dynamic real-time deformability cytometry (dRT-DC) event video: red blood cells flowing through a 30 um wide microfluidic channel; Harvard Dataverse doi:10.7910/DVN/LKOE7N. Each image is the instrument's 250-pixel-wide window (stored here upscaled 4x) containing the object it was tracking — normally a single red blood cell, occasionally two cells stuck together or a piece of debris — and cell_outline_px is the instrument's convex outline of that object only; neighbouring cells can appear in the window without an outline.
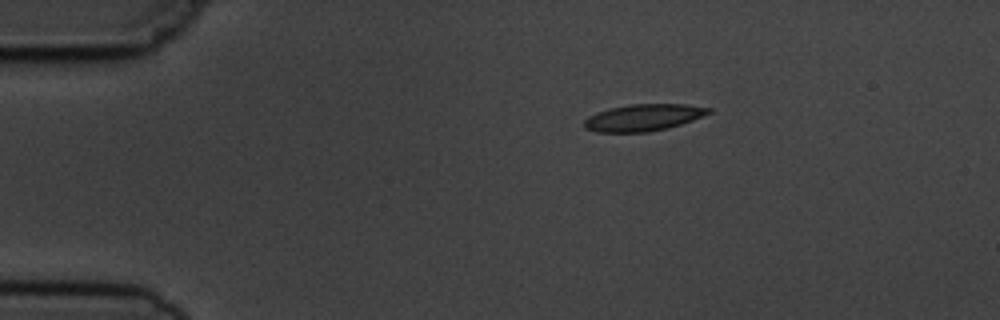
{"species": "common noctule bat (a hibernating species)", "species_latin": "Nyctalus noctula", "temperature_condition": "cold", "stored_images_in_passage": 5, "camera_frame_rate_fps": 3000, "um_per_image_px": 0.085, "animal": {"sex": "male", "body_mass_g": 19.5, "forearm_length_mm": 54.6}, "frame": {"image": 1, "passage_image": 1, "time_ms": 0.0, "image_size_px": [1000, 320], "cell_outline_px": [[712, 112], [692, 120], [668, 128], [648, 132], [596, 132], [584, 128], [584, 120], [588, 116], [596, 112], [628, 104], [688, 104], [712, 108]], "centroid_in_image_um": [54.68, 9.99], "position_along_channel_um": 30.3, "area_um2": 19.48}}
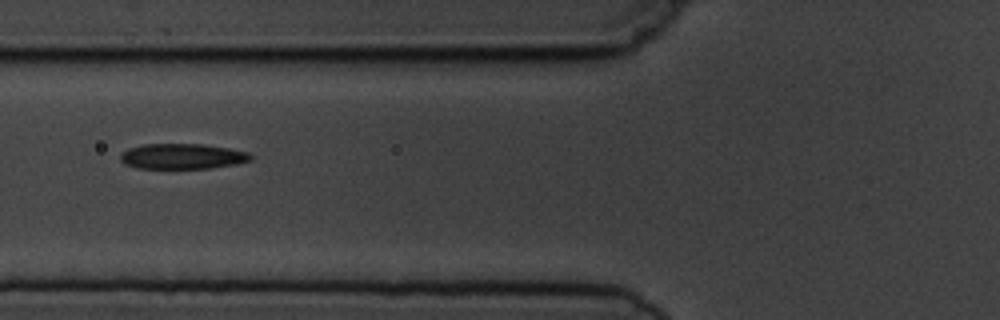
{"frame": {"image": 2, "passage_image": 4, "time_ms": 3.667, "image_size_px": [1000, 320], "cell_outline_px": [[252, 160], [236, 164], [212, 168], [136, 168], [124, 164], [120, 160], [120, 156], [128, 148], [144, 144], [204, 144], [228, 148], [248, 152], [252, 156]], "centroid_in_image_um": [15.5, 13.29], "position_along_channel_um": 110.3, "area_um2": 19.31}}
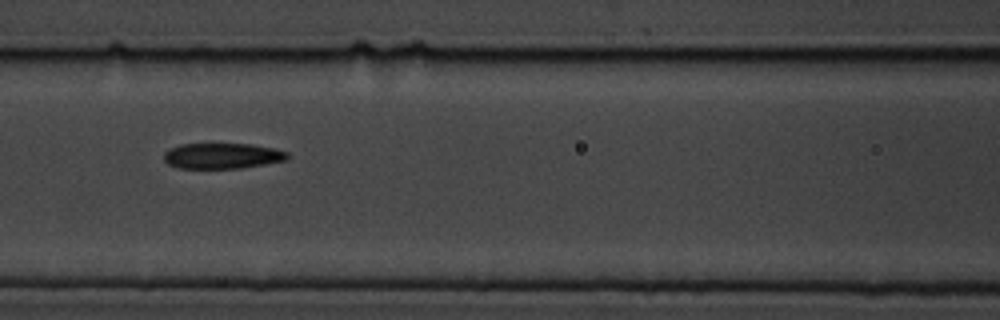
{"frame": {"image": 3, "passage_image": 5, "time_ms": 4.667, "image_size_px": [1000, 320], "cell_outline_px": [[292, 156], [288, 160], [240, 168], [180, 168], [168, 164], [164, 160], [164, 152], [180, 144], [252, 144], [276, 148], [288, 152]], "centroid_in_image_um": [18.96, 13.24], "position_along_channel_um": 147.6, "area_um2": 18.55}}